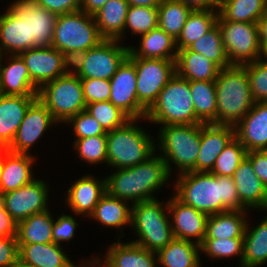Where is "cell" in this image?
Here are the masks:
<instances>
[{"label":"cell","mask_w":267,"mask_h":267,"mask_svg":"<svg viewBox=\"0 0 267 267\" xmlns=\"http://www.w3.org/2000/svg\"><path fill=\"white\" fill-rule=\"evenodd\" d=\"M174 186L180 201L208 216L246 209L239 201L233 177L192 171L180 174Z\"/></svg>","instance_id":"6da1fadb"},{"label":"cell","mask_w":267,"mask_h":267,"mask_svg":"<svg viewBox=\"0 0 267 267\" xmlns=\"http://www.w3.org/2000/svg\"><path fill=\"white\" fill-rule=\"evenodd\" d=\"M170 174L166 163L158 156L129 168L117 169L106 179V192L116 198L132 201L133 204L156 199L155 190L166 185Z\"/></svg>","instance_id":"7a4b0ae2"},{"label":"cell","mask_w":267,"mask_h":267,"mask_svg":"<svg viewBox=\"0 0 267 267\" xmlns=\"http://www.w3.org/2000/svg\"><path fill=\"white\" fill-rule=\"evenodd\" d=\"M217 124L235 126L252 108L249 79L245 66L230 65L220 69L215 80Z\"/></svg>","instance_id":"3957f363"},{"label":"cell","mask_w":267,"mask_h":267,"mask_svg":"<svg viewBox=\"0 0 267 267\" xmlns=\"http://www.w3.org/2000/svg\"><path fill=\"white\" fill-rule=\"evenodd\" d=\"M130 119L123 126L107 132V164L116 169L133 167L147 161L156 152L155 142L145 130Z\"/></svg>","instance_id":"277c9868"},{"label":"cell","mask_w":267,"mask_h":267,"mask_svg":"<svg viewBox=\"0 0 267 267\" xmlns=\"http://www.w3.org/2000/svg\"><path fill=\"white\" fill-rule=\"evenodd\" d=\"M144 119L162 126L203 123L195 113L189 80L176 73L160 91Z\"/></svg>","instance_id":"5b68a950"},{"label":"cell","mask_w":267,"mask_h":267,"mask_svg":"<svg viewBox=\"0 0 267 267\" xmlns=\"http://www.w3.org/2000/svg\"><path fill=\"white\" fill-rule=\"evenodd\" d=\"M161 158L171 175V163L180 170L179 174L196 172V161L200 151V124H169L159 131ZM170 162V163H169Z\"/></svg>","instance_id":"8992f818"},{"label":"cell","mask_w":267,"mask_h":267,"mask_svg":"<svg viewBox=\"0 0 267 267\" xmlns=\"http://www.w3.org/2000/svg\"><path fill=\"white\" fill-rule=\"evenodd\" d=\"M103 40L94 16L79 10L57 16L51 47L72 61L77 55L98 46Z\"/></svg>","instance_id":"52a82bcc"},{"label":"cell","mask_w":267,"mask_h":267,"mask_svg":"<svg viewBox=\"0 0 267 267\" xmlns=\"http://www.w3.org/2000/svg\"><path fill=\"white\" fill-rule=\"evenodd\" d=\"M158 199L142 201L131 205V226L135 228L139 246L158 253L175 237L169 222L168 203ZM163 204L165 206L163 207ZM167 209V212L166 209ZM165 209V210H164Z\"/></svg>","instance_id":"ba28073f"},{"label":"cell","mask_w":267,"mask_h":267,"mask_svg":"<svg viewBox=\"0 0 267 267\" xmlns=\"http://www.w3.org/2000/svg\"><path fill=\"white\" fill-rule=\"evenodd\" d=\"M37 98L57 123L65 122L86 109L81 79L72 71L44 84Z\"/></svg>","instance_id":"9c48e42d"},{"label":"cell","mask_w":267,"mask_h":267,"mask_svg":"<svg viewBox=\"0 0 267 267\" xmlns=\"http://www.w3.org/2000/svg\"><path fill=\"white\" fill-rule=\"evenodd\" d=\"M120 43L104 39L98 46L77 55L70 67H74L80 79L110 80L129 55V47L118 45Z\"/></svg>","instance_id":"30bf717a"},{"label":"cell","mask_w":267,"mask_h":267,"mask_svg":"<svg viewBox=\"0 0 267 267\" xmlns=\"http://www.w3.org/2000/svg\"><path fill=\"white\" fill-rule=\"evenodd\" d=\"M216 24L230 65L244 66L260 59L257 23L227 21L218 14Z\"/></svg>","instance_id":"8fae6325"},{"label":"cell","mask_w":267,"mask_h":267,"mask_svg":"<svg viewBox=\"0 0 267 267\" xmlns=\"http://www.w3.org/2000/svg\"><path fill=\"white\" fill-rule=\"evenodd\" d=\"M135 64L139 103L148 110L176 74V60L129 57Z\"/></svg>","instance_id":"7c38bea8"},{"label":"cell","mask_w":267,"mask_h":267,"mask_svg":"<svg viewBox=\"0 0 267 267\" xmlns=\"http://www.w3.org/2000/svg\"><path fill=\"white\" fill-rule=\"evenodd\" d=\"M31 81L40 89L44 84L65 75L71 61L54 47H33L20 53Z\"/></svg>","instance_id":"4fadbf2b"},{"label":"cell","mask_w":267,"mask_h":267,"mask_svg":"<svg viewBox=\"0 0 267 267\" xmlns=\"http://www.w3.org/2000/svg\"><path fill=\"white\" fill-rule=\"evenodd\" d=\"M109 101L130 119L145 118L147 110L139 103L137 95V75L134 62L127 57L110 79Z\"/></svg>","instance_id":"5bb4252c"},{"label":"cell","mask_w":267,"mask_h":267,"mask_svg":"<svg viewBox=\"0 0 267 267\" xmlns=\"http://www.w3.org/2000/svg\"><path fill=\"white\" fill-rule=\"evenodd\" d=\"M48 186L34 179L19 189L0 194V201L11 217L19 223L27 217L48 210Z\"/></svg>","instance_id":"9a60e30c"},{"label":"cell","mask_w":267,"mask_h":267,"mask_svg":"<svg viewBox=\"0 0 267 267\" xmlns=\"http://www.w3.org/2000/svg\"><path fill=\"white\" fill-rule=\"evenodd\" d=\"M5 11L0 15V48L4 55H19L28 50L27 0H17Z\"/></svg>","instance_id":"2e32d148"},{"label":"cell","mask_w":267,"mask_h":267,"mask_svg":"<svg viewBox=\"0 0 267 267\" xmlns=\"http://www.w3.org/2000/svg\"><path fill=\"white\" fill-rule=\"evenodd\" d=\"M55 123L47 107L36 98L28 107L13 141L6 149L13 153L28 154L31 146Z\"/></svg>","instance_id":"e0dca14e"},{"label":"cell","mask_w":267,"mask_h":267,"mask_svg":"<svg viewBox=\"0 0 267 267\" xmlns=\"http://www.w3.org/2000/svg\"><path fill=\"white\" fill-rule=\"evenodd\" d=\"M168 211L172 215L174 237L187 241L197 238L194 242L200 245L205 238L208 215L184 204L176 196L168 201Z\"/></svg>","instance_id":"ac0fdd59"},{"label":"cell","mask_w":267,"mask_h":267,"mask_svg":"<svg viewBox=\"0 0 267 267\" xmlns=\"http://www.w3.org/2000/svg\"><path fill=\"white\" fill-rule=\"evenodd\" d=\"M234 129L235 137L247 152L267 150V103L255 102Z\"/></svg>","instance_id":"d6986e66"},{"label":"cell","mask_w":267,"mask_h":267,"mask_svg":"<svg viewBox=\"0 0 267 267\" xmlns=\"http://www.w3.org/2000/svg\"><path fill=\"white\" fill-rule=\"evenodd\" d=\"M34 156L30 153H13L7 149L0 152V194L19 189L31 183Z\"/></svg>","instance_id":"ffe728a7"},{"label":"cell","mask_w":267,"mask_h":267,"mask_svg":"<svg viewBox=\"0 0 267 267\" xmlns=\"http://www.w3.org/2000/svg\"><path fill=\"white\" fill-rule=\"evenodd\" d=\"M234 137L233 126L201 123V142L196 172H210L216 158Z\"/></svg>","instance_id":"44dd1931"},{"label":"cell","mask_w":267,"mask_h":267,"mask_svg":"<svg viewBox=\"0 0 267 267\" xmlns=\"http://www.w3.org/2000/svg\"><path fill=\"white\" fill-rule=\"evenodd\" d=\"M240 203L249 210L258 208L267 211V188L257 177L251 161L245 157L233 174Z\"/></svg>","instance_id":"7402d4cb"},{"label":"cell","mask_w":267,"mask_h":267,"mask_svg":"<svg viewBox=\"0 0 267 267\" xmlns=\"http://www.w3.org/2000/svg\"><path fill=\"white\" fill-rule=\"evenodd\" d=\"M101 180L98 181L91 175H85L78 179L67 191L66 206L77 215L90 216L101 197L106 193V179Z\"/></svg>","instance_id":"603a6c76"},{"label":"cell","mask_w":267,"mask_h":267,"mask_svg":"<svg viewBox=\"0 0 267 267\" xmlns=\"http://www.w3.org/2000/svg\"><path fill=\"white\" fill-rule=\"evenodd\" d=\"M36 98L0 94V146L3 149L13 141L28 107Z\"/></svg>","instance_id":"cb8c5ba5"},{"label":"cell","mask_w":267,"mask_h":267,"mask_svg":"<svg viewBox=\"0 0 267 267\" xmlns=\"http://www.w3.org/2000/svg\"><path fill=\"white\" fill-rule=\"evenodd\" d=\"M10 56L7 66L0 65V94L37 96L39 89L31 81L25 62L19 55Z\"/></svg>","instance_id":"d4e9b609"},{"label":"cell","mask_w":267,"mask_h":267,"mask_svg":"<svg viewBox=\"0 0 267 267\" xmlns=\"http://www.w3.org/2000/svg\"><path fill=\"white\" fill-rule=\"evenodd\" d=\"M57 15L27 0V40L28 49L51 47Z\"/></svg>","instance_id":"484cf974"},{"label":"cell","mask_w":267,"mask_h":267,"mask_svg":"<svg viewBox=\"0 0 267 267\" xmlns=\"http://www.w3.org/2000/svg\"><path fill=\"white\" fill-rule=\"evenodd\" d=\"M18 260L33 267H73L57 243L18 244Z\"/></svg>","instance_id":"4316f807"},{"label":"cell","mask_w":267,"mask_h":267,"mask_svg":"<svg viewBox=\"0 0 267 267\" xmlns=\"http://www.w3.org/2000/svg\"><path fill=\"white\" fill-rule=\"evenodd\" d=\"M140 49L129 47L128 57L155 58L176 60V39L167 34L160 27L141 35ZM174 50V52H173ZM176 50V51H175Z\"/></svg>","instance_id":"83f0119b"},{"label":"cell","mask_w":267,"mask_h":267,"mask_svg":"<svg viewBox=\"0 0 267 267\" xmlns=\"http://www.w3.org/2000/svg\"><path fill=\"white\" fill-rule=\"evenodd\" d=\"M220 68L202 54L177 50L176 73L189 81H215Z\"/></svg>","instance_id":"f1b7e54d"},{"label":"cell","mask_w":267,"mask_h":267,"mask_svg":"<svg viewBox=\"0 0 267 267\" xmlns=\"http://www.w3.org/2000/svg\"><path fill=\"white\" fill-rule=\"evenodd\" d=\"M129 4L126 0H108L93 16L100 35L107 40L121 41Z\"/></svg>","instance_id":"f546056e"},{"label":"cell","mask_w":267,"mask_h":267,"mask_svg":"<svg viewBox=\"0 0 267 267\" xmlns=\"http://www.w3.org/2000/svg\"><path fill=\"white\" fill-rule=\"evenodd\" d=\"M157 253L151 252L134 242L113 243L107 250L111 267H156ZM157 259V260H156Z\"/></svg>","instance_id":"4dcf8cb0"},{"label":"cell","mask_w":267,"mask_h":267,"mask_svg":"<svg viewBox=\"0 0 267 267\" xmlns=\"http://www.w3.org/2000/svg\"><path fill=\"white\" fill-rule=\"evenodd\" d=\"M245 210H229L209 215L206 223L205 238H243L246 219Z\"/></svg>","instance_id":"1f68e13d"},{"label":"cell","mask_w":267,"mask_h":267,"mask_svg":"<svg viewBox=\"0 0 267 267\" xmlns=\"http://www.w3.org/2000/svg\"><path fill=\"white\" fill-rule=\"evenodd\" d=\"M200 245L194 241L174 238L157 253L163 267H200Z\"/></svg>","instance_id":"d6a6232c"},{"label":"cell","mask_w":267,"mask_h":267,"mask_svg":"<svg viewBox=\"0 0 267 267\" xmlns=\"http://www.w3.org/2000/svg\"><path fill=\"white\" fill-rule=\"evenodd\" d=\"M54 219L49 209L33 214L17 223L18 244L52 243Z\"/></svg>","instance_id":"836d02e7"},{"label":"cell","mask_w":267,"mask_h":267,"mask_svg":"<svg viewBox=\"0 0 267 267\" xmlns=\"http://www.w3.org/2000/svg\"><path fill=\"white\" fill-rule=\"evenodd\" d=\"M248 225L246 223L240 267H258L267 262V216L256 227Z\"/></svg>","instance_id":"e575fe53"},{"label":"cell","mask_w":267,"mask_h":267,"mask_svg":"<svg viewBox=\"0 0 267 267\" xmlns=\"http://www.w3.org/2000/svg\"><path fill=\"white\" fill-rule=\"evenodd\" d=\"M89 217L106 227L120 229L123 225H131V207L127 206L125 200L113 197L106 192Z\"/></svg>","instance_id":"d590c367"},{"label":"cell","mask_w":267,"mask_h":267,"mask_svg":"<svg viewBox=\"0 0 267 267\" xmlns=\"http://www.w3.org/2000/svg\"><path fill=\"white\" fill-rule=\"evenodd\" d=\"M196 116L204 124H217L215 81H189Z\"/></svg>","instance_id":"8d00e7d4"},{"label":"cell","mask_w":267,"mask_h":267,"mask_svg":"<svg viewBox=\"0 0 267 267\" xmlns=\"http://www.w3.org/2000/svg\"><path fill=\"white\" fill-rule=\"evenodd\" d=\"M218 12L214 9L192 10L181 34L176 39L177 50L186 49L197 41L206 32L211 30L217 23Z\"/></svg>","instance_id":"74e56055"},{"label":"cell","mask_w":267,"mask_h":267,"mask_svg":"<svg viewBox=\"0 0 267 267\" xmlns=\"http://www.w3.org/2000/svg\"><path fill=\"white\" fill-rule=\"evenodd\" d=\"M217 10L227 21L257 23L267 11V0H221Z\"/></svg>","instance_id":"f35d334b"},{"label":"cell","mask_w":267,"mask_h":267,"mask_svg":"<svg viewBox=\"0 0 267 267\" xmlns=\"http://www.w3.org/2000/svg\"><path fill=\"white\" fill-rule=\"evenodd\" d=\"M192 9L179 0H163L158 6V27L177 39Z\"/></svg>","instance_id":"ab89813d"},{"label":"cell","mask_w":267,"mask_h":267,"mask_svg":"<svg viewBox=\"0 0 267 267\" xmlns=\"http://www.w3.org/2000/svg\"><path fill=\"white\" fill-rule=\"evenodd\" d=\"M188 49L202 54L215 63L220 69L230 66L217 24L197 41L192 43Z\"/></svg>","instance_id":"60d3db41"},{"label":"cell","mask_w":267,"mask_h":267,"mask_svg":"<svg viewBox=\"0 0 267 267\" xmlns=\"http://www.w3.org/2000/svg\"><path fill=\"white\" fill-rule=\"evenodd\" d=\"M246 154L245 147L234 137L216 158L210 173L216 176L233 177L235 170L246 157Z\"/></svg>","instance_id":"b9f144b4"},{"label":"cell","mask_w":267,"mask_h":267,"mask_svg":"<svg viewBox=\"0 0 267 267\" xmlns=\"http://www.w3.org/2000/svg\"><path fill=\"white\" fill-rule=\"evenodd\" d=\"M86 112L94 117L106 132L123 126L130 118L110 101L86 105Z\"/></svg>","instance_id":"7bdbcfd3"},{"label":"cell","mask_w":267,"mask_h":267,"mask_svg":"<svg viewBox=\"0 0 267 267\" xmlns=\"http://www.w3.org/2000/svg\"><path fill=\"white\" fill-rule=\"evenodd\" d=\"M158 27V7L129 6L126 16V28H130L132 35H143Z\"/></svg>","instance_id":"ee69618b"},{"label":"cell","mask_w":267,"mask_h":267,"mask_svg":"<svg viewBox=\"0 0 267 267\" xmlns=\"http://www.w3.org/2000/svg\"><path fill=\"white\" fill-rule=\"evenodd\" d=\"M200 251L213 259H223L234 255L243 258V238H204L200 244Z\"/></svg>","instance_id":"f6af8a7d"},{"label":"cell","mask_w":267,"mask_h":267,"mask_svg":"<svg viewBox=\"0 0 267 267\" xmlns=\"http://www.w3.org/2000/svg\"><path fill=\"white\" fill-rule=\"evenodd\" d=\"M75 150L79 153V158L97 164L105 161L107 163V140L106 135H97L83 139H75Z\"/></svg>","instance_id":"bcb514c9"},{"label":"cell","mask_w":267,"mask_h":267,"mask_svg":"<svg viewBox=\"0 0 267 267\" xmlns=\"http://www.w3.org/2000/svg\"><path fill=\"white\" fill-rule=\"evenodd\" d=\"M244 66L254 102L267 103V61L262 58Z\"/></svg>","instance_id":"7dc6e473"},{"label":"cell","mask_w":267,"mask_h":267,"mask_svg":"<svg viewBox=\"0 0 267 267\" xmlns=\"http://www.w3.org/2000/svg\"><path fill=\"white\" fill-rule=\"evenodd\" d=\"M73 124L74 135L76 139H83L86 137H93L97 135H107V132L99 124V122L86 112V110L79 112L77 115L71 117L68 121Z\"/></svg>","instance_id":"c3c4849f"},{"label":"cell","mask_w":267,"mask_h":267,"mask_svg":"<svg viewBox=\"0 0 267 267\" xmlns=\"http://www.w3.org/2000/svg\"><path fill=\"white\" fill-rule=\"evenodd\" d=\"M81 84L87 105L99 101H109L111 93L110 80L81 79Z\"/></svg>","instance_id":"681fc988"},{"label":"cell","mask_w":267,"mask_h":267,"mask_svg":"<svg viewBox=\"0 0 267 267\" xmlns=\"http://www.w3.org/2000/svg\"><path fill=\"white\" fill-rule=\"evenodd\" d=\"M79 224L70 215H61L53 222L52 236L53 243L61 245V242L70 241L74 237V231Z\"/></svg>","instance_id":"f907efd6"},{"label":"cell","mask_w":267,"mask_h":267,"mask_svg":"<svg viewBox=\"0 0 267 267\" xmlns=\"http://www.w3.org/2000/svg\"><path fill=\"white\" fill-rule=\"evenodd\" d=\"M18 254L16 236L0 237V267H13L18 261Z\"/></svg>","instance_id":"816d5d0a"},{"label":"cell","mask_w":267,"mask_h":267,"mask_svg":"<svg viewBox=\"0 0 267 267\" xmlns=\"http://www.w3.org/2000/svg\"><path fill=\"white\" fill-rule=\"evenodd\" d=\"M55 15L73 13L80 10L81 0H32Z\"/></svg>","instance_id":"f5cc1de1"},{"label":"cell","mask_w":267,"mask_h":267,"mask_svg":"<svg viewBox=\"0 0 267 267\" xmlns=\"http://www.w3.org/2000/svg\"><path fill=\"white\" fill-rule=\"evenodd\" d=\"M246 157L251 161L257 177L267 188V150L248 151Z\"/></svg>","instance_id":"db71d44e"},{"label":"cell","mask_w":267,"mask_h":267,"mask_svg":"<svg viewBox=\"0 0 267 267\" xmlns=\"http://www.w3.org/2000/svg\"><path fill=\"white\" fill-rule=\"evenodd\" d=\"M17 222L6 211L0 201V237L16 236Z\"/></svg>","instance_id":"11a10c76"},{"label":"cell","mask_w":267,"mask_h":267,"mask_svg":"<svg viewBox=\"0 0 267 267\" xmlns=\"http://www.w3.org/2000/svg\"><path fill=\"white\" fill-rule=\"evenodd\" d=\"M192 10H206L219 8L221 0H179Z\"/></svg>","instance_id":"9f6ffc18"},{"label":"cell","mask_w":267,"mask_h":267,"mask_svg":"<svg viewBox=\"0 0 267 267\" xmlns=\"http://www.w3.org/2000/svg\"><path fill=\"white\" fill-rule=\"evenodd\" d=\"M107 1L108 0H81L80 10L93 16Z\"/></svg>","instance_id":"6f0895ef"},{"label":"cell","mask_w":267,"mask_h":267,"mask_svg":"<svg viewBox=\"0 0 267 267\" xmlns=\"http://www.w3.org/2000/svg\"><path fill=\"white\" fill-rule=\"evenodd\" d=\"M257 25L260 43H262L265 39H267V11L260 17Z\"/></svg>","instance_id":"680465c9"},{"label":"cell","mask_w":267,"mask_h":267,"mask_svg":"<svg viewBox=\"0 0 267 267\" xmlns=\"http://www.w3.org/2000/svg\"><path fill=\"white\" fill-rule=\"evenodd\" d=\"M129 6L158 7L163 0H126Z\"/></svg>","instance_id":"91938a15"},{"label":"cell","mask_w":267,"mask_h":267,"mask_svg":"<svg viewBox=\"0 0 267 267\" xmlns=\"http://www.w3.org/2000/svg\"><path fill=\"white\" fill-rule=\"evenodd\" d=\"M105 260H103L104 262H100L101 260L100 259H98V257L97 258H95V259H92V260H90V261H85V266H84V264H82L81 266H79V267H95V265H98V267H111V264H110V261H109V258L106 256L105 258H104ZM86 263L88 264V265H86ZM104 263V264H103ZM100 264V265H99ZM105 265V266H104ZM73 267H78V266H76V265H74L73 264Z\"/></svg>","instance_id":"94428289"},{"label":"cell","mask_w":267,"mask_h":267,"mask_svg":"<svg viewBox=\"0 0 267 267\" xmlns=\"http://www.w3.org/2000/svg\"><path fill=\"white\" fill-rule=\"evenodd\" d=\"M262 57H264L265 61H267V39L261 43L260 59H262Z\"/></svg>","instance_id":"6125c7cd"},{"label":"cell","mask_w":267,"mask_h":267,"mask_svg":"<svg viewBox=\"0 0 267 267\" xmlns=\"http://www.w3.org/2000/svg\"><path fill=\"white\" fill-rule=\"evenodd\" d=\"M13 267H33V266L24 264L23 262L18 260Z\"/></svg>","instance_id":"be15d7a7"},{"label":"cell","mask_w":267,"mask_h":267,"mask_svg":"<svg viewBox=\"0 0 267 267\" xmlns=\"http://www.w3.org/2000/svg\"><path fill=\"white\" fill-rule=\"evenodd\" d=\"M2 56H4V54H3V52H2V50H1V48H0V65L2 64V61H3V60H2V58H3Z\"/></svg>","instance_id":"e7e4bbea"}]
</instances>
